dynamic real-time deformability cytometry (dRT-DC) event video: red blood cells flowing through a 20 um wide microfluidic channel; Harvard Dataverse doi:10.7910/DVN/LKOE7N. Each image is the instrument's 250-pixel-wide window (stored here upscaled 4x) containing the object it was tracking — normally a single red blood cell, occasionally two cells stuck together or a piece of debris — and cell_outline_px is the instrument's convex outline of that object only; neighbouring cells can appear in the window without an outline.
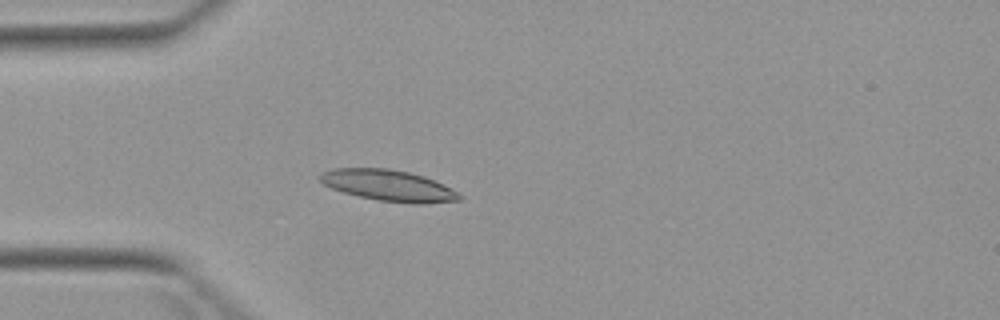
{"species": "Egyptian fruit bat (a non-hibernating species)", "species_latin": "Rousettus aegyptiacus", "temperature_condition": "warm", "stored_images_in_passage": 4, "camera_frame_rate_fps": 3000, "um_per_image_px": 0.085, "animal": {"sex": "female"}, "frame": {"image": 1, "passage_image": 4, "time_ms": 3.667, "image_size_px": [1000, 320], "cell_outline_px": [[460, 200], [424, 204], [412, 204], [376, 200], [344, 192], [332, 188], [324, 184], [320, 180], [320, 176], [324, 172], [332, 168], [388, 168], [408, 172], [424, 176], [452, 188], [460, 196]], "centroid_in_image_um": [33.04, 15.77], "position_along_channel_um": 52.0, "area_um2": 25.14}}